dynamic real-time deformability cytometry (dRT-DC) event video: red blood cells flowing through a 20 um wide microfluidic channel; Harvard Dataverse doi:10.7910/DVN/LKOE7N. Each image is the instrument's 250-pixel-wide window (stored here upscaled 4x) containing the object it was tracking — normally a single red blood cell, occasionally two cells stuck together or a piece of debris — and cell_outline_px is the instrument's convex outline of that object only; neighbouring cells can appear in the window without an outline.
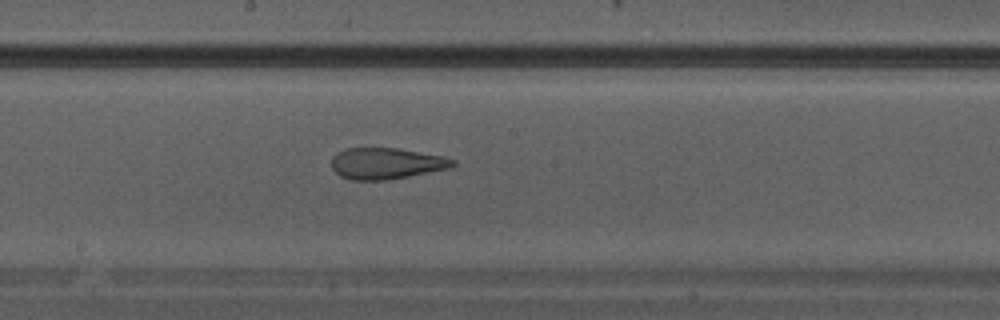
{"species": "Egyptian fruit bat (a non-hibernating species)", "species_latin": "Rousettus aegyptiacus", "temperature_condition": "warm", "stored_images_in_passage": 13, "camera_frame_rate_fps": 3000, "um_per_image_px": 0.085, "animal": {"sex": "male"}, "frame": {"image": 1, "passage_image": 11, "time_ms": 3.333, "image_size_px": [1000, 320], "cell_outline_px": [[456, 164], [452, 168], [388, 180], [348, 180], [340, 176], [332, 168], [332, 156], [336, 152], [344, 148], [400, 148], [444, 156], [456, 160]], "centroid_in_image_um": [32.85, 13.89], "position_along_channel_um": 215.4, "area_um2": 22.48}}
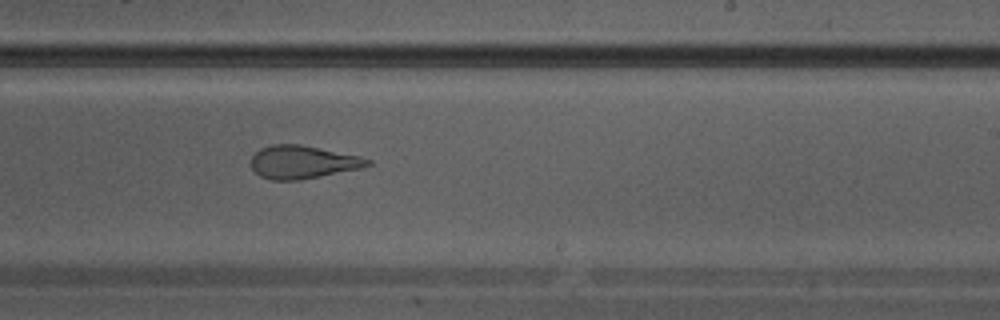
{"frame": {"image": 2, "passage_image": 13, "time_ms": 4.0, "image_size_px": [1000, 320], "cell_outline_px": [[372, 164], [364, 168], [300, 180], [272, 180], [260, 176], [252, 168], [252, 156], [260, 148], [272, 144], [300, 144], [360, 156], [372, 160]], "centroid_in_image_um": [25.77, 13.78], "position_along_channel_um": 263.2, "area_um2": 22.54}}